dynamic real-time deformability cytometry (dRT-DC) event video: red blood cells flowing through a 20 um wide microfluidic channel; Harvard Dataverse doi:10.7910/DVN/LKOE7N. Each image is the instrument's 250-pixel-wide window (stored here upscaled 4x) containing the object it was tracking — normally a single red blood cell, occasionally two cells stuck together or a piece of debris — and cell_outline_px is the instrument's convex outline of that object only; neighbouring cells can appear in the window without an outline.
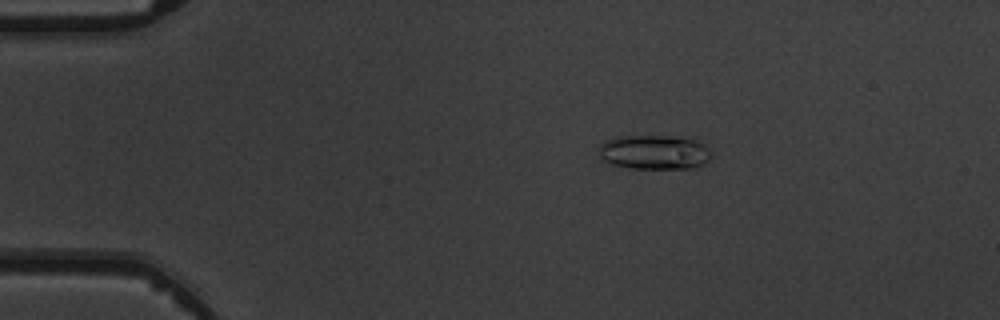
{"species": "common noctule bat (a hibernating species)", "species_latin": "Nyctalus noctula", "temperature_condition": "warm", "stored_images_in_passage": 4, "camera_frame_rate_fps": 3000, "um_per_image_px": 0.085, "animal": {"sex": "male", "body_mass_g": 19.5, "forearm_length_mm": 54.6}, "frame": {"image": 1, "passage_image": 3, "time_ms": 2.333, "image_size_px": [1000, 320], "cell_outline_px": [[712, 156], [704, 164], [692, 168], [632, 168], [612, 164], [604, 160], [600, 156], [600, 144], [604, 140], [616, 136], [668, 136], [696, 140], [704, 144], [712, 152]], "centroid_in_image_um": [55.63, 12.93], "position_along_channel_um": 29.4, "area_um2": 22.54}}